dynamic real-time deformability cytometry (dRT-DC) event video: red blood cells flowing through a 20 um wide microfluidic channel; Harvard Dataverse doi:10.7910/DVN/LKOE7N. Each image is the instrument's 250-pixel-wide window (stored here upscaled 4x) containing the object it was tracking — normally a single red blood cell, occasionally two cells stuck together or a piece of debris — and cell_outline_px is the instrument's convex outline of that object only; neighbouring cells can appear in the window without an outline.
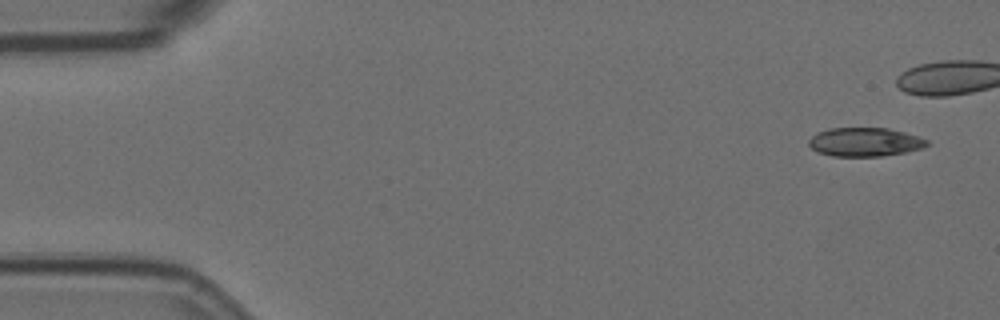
{"species": "Egyptian fruit bat (a non-hibernating species)", "species_latin": "Rousettus aegyptiacus", "temperature_condition": "room temperature", "stored_images_in_passage": 7, "camera_frame_rate_fps": 3000, "um_per_image_px": 0.085, "animal": {"sex": "female"}, "frame": {"image": 1, "passage_image": 1, "time_ms": 0.0, "image_size_px": [1000, 320], "cell_outline_px": [[928, 144], [920, 148], [904, 152], [880, 156], [832, 156], [816, 152], [808, 144], [808, 140], [816, 132], [828, 128], [888, 128], [904, 132], [928, 140]], "centroid_in_image_um": [73.44, 12.06], "position_along_channel_um": 11.6, "area_um2": 19.71}}
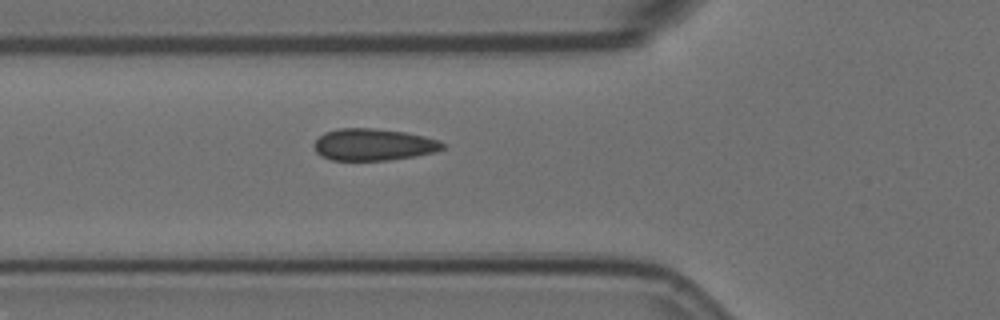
{"frame": {"image": 2, "passage_image": 7, "time_ms": 2.0, "image_size_px": [1000, 320], "cell_outline_px": [[444, 148], [432, 152], [416, 156], [388, 160], [332, 160], [320, 156], [316, 152], [312, 144], [324, 132], [336, 128], [376, 128], [404, 132], [424, 136], [440, 140], [444, 144]], "centroid_in_image_um": [31.7, 12.28], "position_along_channel_um": 94.1, "area_um2": 23.99}}